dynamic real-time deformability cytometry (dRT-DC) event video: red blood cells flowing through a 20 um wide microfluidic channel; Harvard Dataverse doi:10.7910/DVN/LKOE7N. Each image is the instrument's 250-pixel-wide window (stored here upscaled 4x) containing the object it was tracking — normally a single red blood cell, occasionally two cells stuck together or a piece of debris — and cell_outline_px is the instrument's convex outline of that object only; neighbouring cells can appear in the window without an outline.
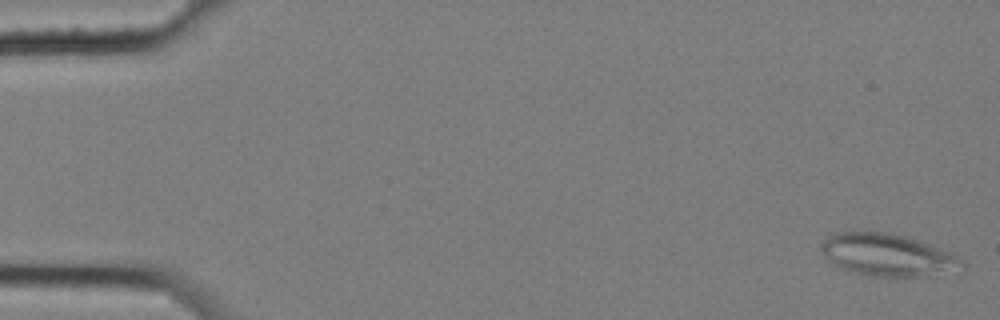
{"species": "common noctule bat (a hibernating species)", "species_latin": "Nyctalus noctula", "temperature_condition": "cold", "stored_images_in_passage": 7, "camera_frame_rate_fps": 3000, "um_per_image_px": 0.085, "animal": {"sex": "female", "body_mass_g": 25.1}, "frame": {"image": 1, "passage_image": 1, "time_ms": 0.0, "image_size_px": [1000, 320], "cell_outline_px": [[964, 272], [916, 276], [864, 276], [840, 268], [832, 264], [824, 256], [820, 248], [820, 244], [832, 232], [888, 232], [904, 236], [928, 244], [960, 256], [964, 260]], "centroid_in_image_um": [75.47, 21.69], "position_along_channel_um": 9.5, "area_um2": 35.14}}